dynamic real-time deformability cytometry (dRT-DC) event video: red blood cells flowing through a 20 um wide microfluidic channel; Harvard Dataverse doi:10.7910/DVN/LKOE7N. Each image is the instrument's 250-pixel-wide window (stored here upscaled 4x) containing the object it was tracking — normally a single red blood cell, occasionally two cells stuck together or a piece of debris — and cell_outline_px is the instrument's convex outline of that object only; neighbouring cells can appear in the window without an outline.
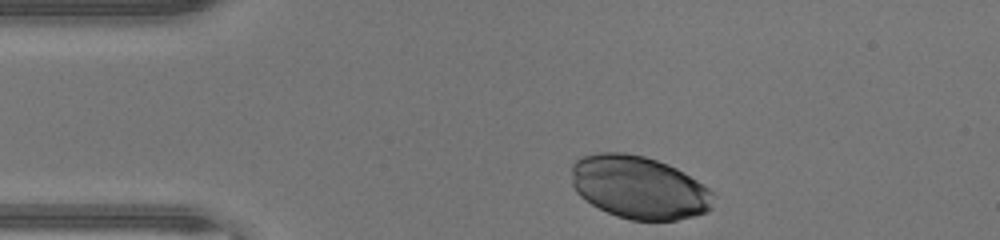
{"species": "human", "species_latin": "Homo sapiens", "temperature_condition": "warm", "stored_images_in_passage": 20, "camera_frame_rate_fps": 3000, "um_per_image_px": 0.085, "donor": {"sex": "male"}, "frame": {"image": 1, "passage_image": 1, "time_ms": 0.0, "image_size_px": [1000, 240], "cell_outline_px": [[712, 208], [708, 212], [696, 216], [676, 220], [632, 220], [616, 216], [592, 204], [580, 196], [576, 192], [572, 184], [572, 164], [580, 156], [600, 152], [624, 152], [644, 156], [668, 164], [684, 172], [708, 188], [712, 192]], "centroid_in_image_um": [54.31, 15.92], "position_along_channel_um": 30.7, "area_um2": 52.08}}
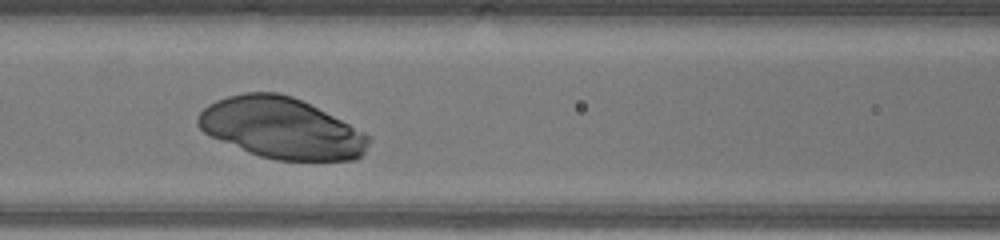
{"frame": {"image": 2, "passage_image": 12, "time_ms": 3.667, "image_size_px": [1000, 240], "cell_outline_px": [[368, 144], [364, 152], [360, 156], [352, 160], [276, 160], [260, 156], [212, 136], [204, 132], [196, 124], [196, 120], [200, 112], [208, 104], [216, 100], [228, 96], [244, 92], [276, 92], [292, 96], [364, 132], [368, 136]], "centroid_in_image_um": [23.88, 10.88], "position_along_channel_um": 142.7, "area_um2": 59.59}}
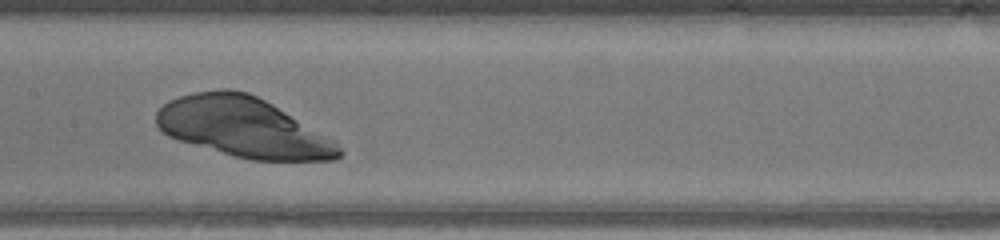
{"frame": {"image": 3, "passage_image": 15, "time_ms": 4.667, "image_size_px": [1000, 240], "cell_outline_px": [[344, 152], [340, 156], [332, 160], [252, 160], [236, 156], [180, 140], [168, 136], [156, 124], [156, 112], [168, 100], [180, 96], [196, 92], [220, 88], [232, 88], [248, 92], [272, 104], [332, 140]], "centroid_in_image_um": [20.63, 10.8], "position_along_channel_um": 186.8, "area_um2": 62.71}}